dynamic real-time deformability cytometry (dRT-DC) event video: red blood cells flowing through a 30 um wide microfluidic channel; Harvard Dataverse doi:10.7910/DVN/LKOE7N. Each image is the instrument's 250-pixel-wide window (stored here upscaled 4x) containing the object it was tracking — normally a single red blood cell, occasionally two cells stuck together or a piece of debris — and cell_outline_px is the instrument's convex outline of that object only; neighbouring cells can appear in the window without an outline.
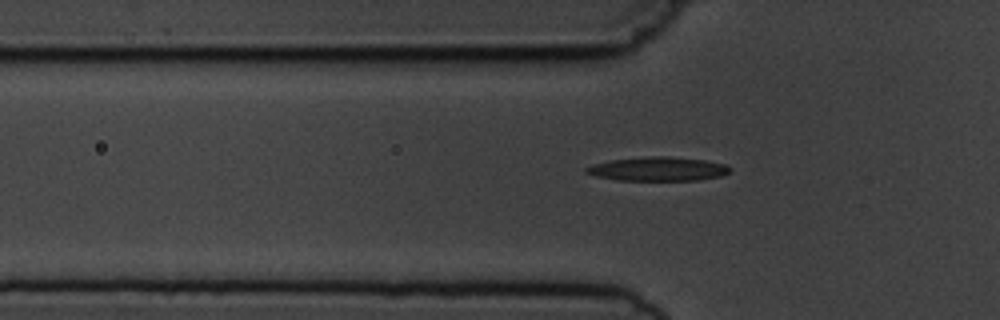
{"species": "common noctule bat (a hibernating species)", "species_latin": "Nyctalus noctula", "temperature_condition": "cold", "stored_images_in_passage": 7, "segment_of_instrument_passage": [2, 2], "camera_frame_rate_fps": 3000, "um_per_image_px": 0.085, "animal": {"sex": "male", "body_mass_g": 19.5, "forearm_length_mm": 54.6}, "frame": {"image": 1, "passage_image": 7, "time_ms": 7.0, "image_size_px": [1000, 320], "cell_outline_px": [[732, 168], [724, 176], [700, 180], [616, 180], [596, 176], [584, 172], [584, 168], [592, 164], [612, 160], [644, 156], [668, 156], [704, 160], [724, 164]], "centroid_in_image_um": [55.92, 14.36], "position_along_channel_um": 69.9, "area_um2": 20.17}}